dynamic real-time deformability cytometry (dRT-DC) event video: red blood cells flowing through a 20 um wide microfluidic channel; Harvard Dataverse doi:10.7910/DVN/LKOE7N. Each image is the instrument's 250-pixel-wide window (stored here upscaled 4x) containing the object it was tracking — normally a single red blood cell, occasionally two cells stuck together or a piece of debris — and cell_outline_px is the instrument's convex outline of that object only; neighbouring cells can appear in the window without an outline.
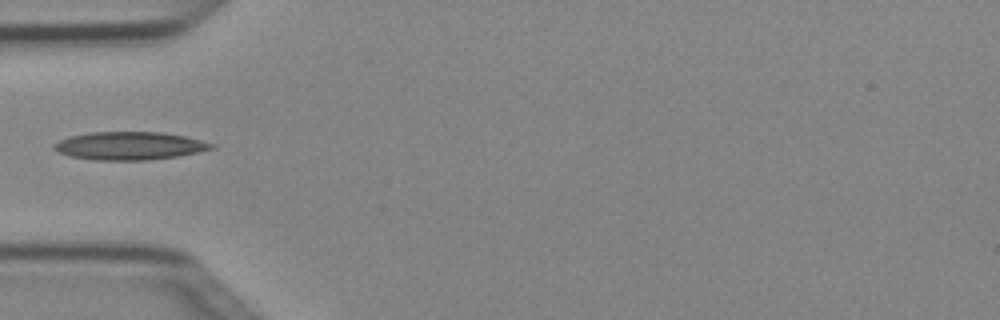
{"species": "Egyptian fruit bat (a non-hibernating species)", "species_latin": "Rousettus aegyptiacus", "temperature_condition": "cold", "stored_images_in_passage": 5, "camera_frame_rate_fps": 3000, "um_per_image_px": 0.085, "animal": {"sex": "female"}, "frame": {"image": 1, "passage_image": 4, "time_ms": 1.0, "image_size_px": [1000, 320], "cell_outline_px": [[216, 148], [176, 156], [144, 160], [96, 160], [68, 156], [52, 148], [52, 144], [60, 140], [72, 136], [92, 132], [164, 132], [184, 136], [216, 144]], "centroid_in_image_um": [11.01, 12.39], "position_along_channel_um": 74.0, "area_um2": 25.55}}
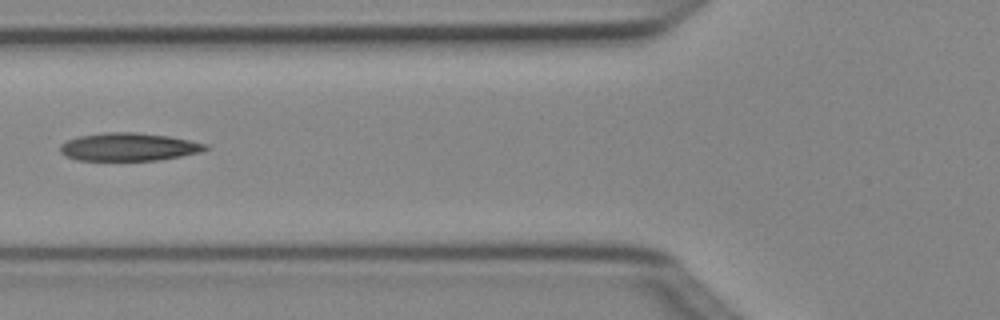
{"frame": {"image": 2, "passage_image": 5, "time_ms": 1.333, "image_size_px": [1000, 320], "cell_outline_px": [[208, 148], [200, 152], [160, 160], [76, 160], [64, 156], [60, 152], [60, 144], [68, 140], [80, 136], [104, 132], [136, 132], [168, 136], [208, 144]], "centroid_in_image_um": [10.91, 12.49], "position_along_channel_um": 114.9, "area_um2": 23.64}}